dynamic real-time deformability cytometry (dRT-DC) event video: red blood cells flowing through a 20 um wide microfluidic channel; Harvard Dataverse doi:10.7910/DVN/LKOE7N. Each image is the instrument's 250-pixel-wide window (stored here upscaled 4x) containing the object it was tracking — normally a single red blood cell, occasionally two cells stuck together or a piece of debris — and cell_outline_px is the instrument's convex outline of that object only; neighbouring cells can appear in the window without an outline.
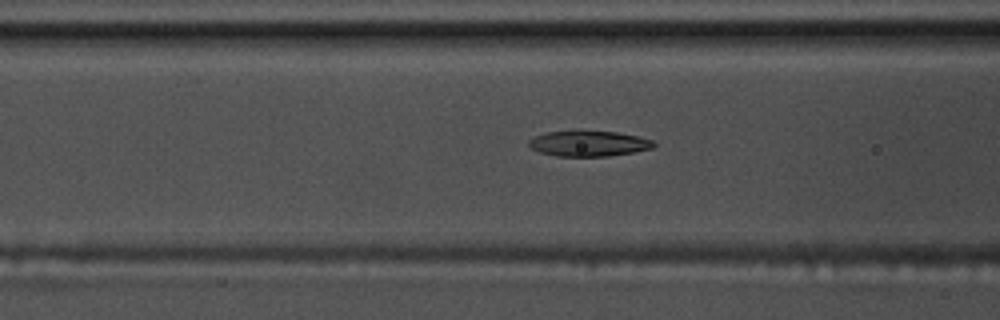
{"species": "common noctule bat (a hibernating species)", "species_latin": "Nyctalus noctula", "temperature_condition": "warm", "stored_images_in_passage": 57, "camera_frame_rate_fps": 3000, "um_per_image_px": 0.085, "animal": {"sex": "male", "body_mass_g": 17.5, "forearm_length_mm": 52.3}, "frame": {"image": 1, "passage_image": 23, "time_ms": 7.333, "image_size_px": [1000, 320], "cell_outline_px": [[656, 144], [652, 148], [632, 152], [608, 156], [556, 156], [540, 152], [532, 148], [528, 144], [528, 140], [544, 132], [576, 128], [580, 128], [616, 132], [636, 136], [652, 140]], "centroid_in_image_um": [49.98, 12.15], "position_along_channel_um": 116.6, "area_um2": 19.19}}
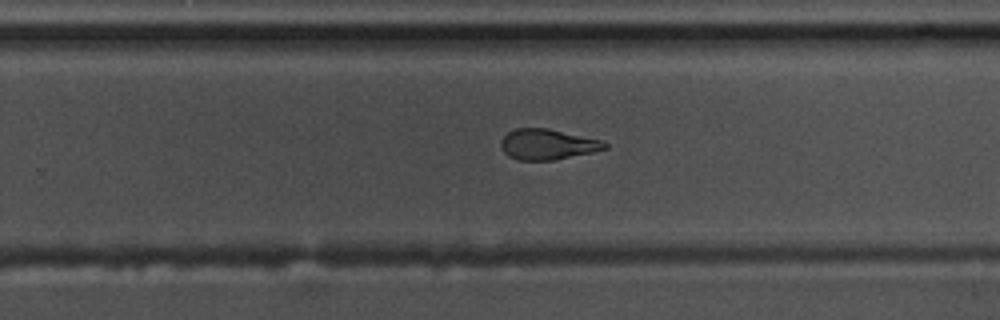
{"frame": {"image": 2, "passage_image": 37, "time_ms": 12.0, "image_size_px": [1000, 320], "cell_outline_px": [[608, 148], [592, 152], [552, 160], [516, 160], [508, 156], [500, 148], [500, 140], [508, 132], [516, 128], [548, 128], [604, 140], [608, 144]], "centroid_in_image_um": [46.53, 12.26], "position_along_channel_um": 283.3, "area_um2": 18.67}}
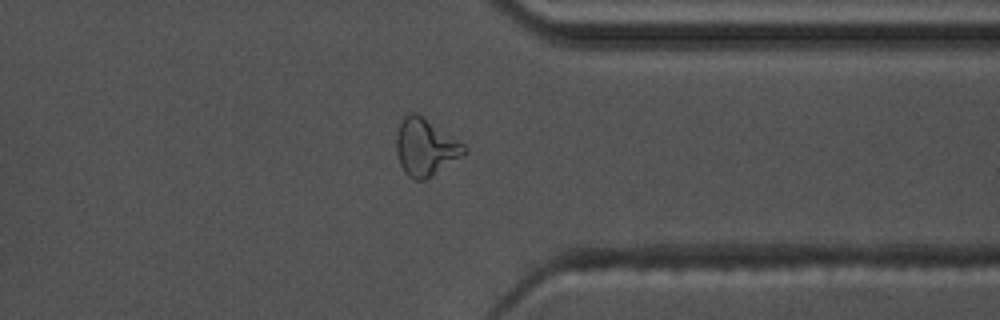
{"frame": {"image": 3, "passage_image": 45, "time_ms": 14.667, "image_size_px": [1000, 320], "cell_outline_px": [[468, 152], [424, 180], [416, 180], [408, 176], [404, 172], [400, 164], [396, 152], [396, 136], [400, 124], [404, 116], [412, 112], [416, 112], [464, 144], [468, 148]], "centroid_in_image_um": [36.15, 12.51], "position_along_channel_um": 375.3, "area_um2": 22.25}, "authors_computed_cell_mechanics": {"area_um2": 19.363, "velocity_mm_per_s": 3.5811, "shape_relaxation_time_tau1_ms": 5.259, "shape_relaxation_time_tau2_ms": 2.8564, "deformation_change_tau1": 0.1938, "deformation_change_tau2": 0.108}}